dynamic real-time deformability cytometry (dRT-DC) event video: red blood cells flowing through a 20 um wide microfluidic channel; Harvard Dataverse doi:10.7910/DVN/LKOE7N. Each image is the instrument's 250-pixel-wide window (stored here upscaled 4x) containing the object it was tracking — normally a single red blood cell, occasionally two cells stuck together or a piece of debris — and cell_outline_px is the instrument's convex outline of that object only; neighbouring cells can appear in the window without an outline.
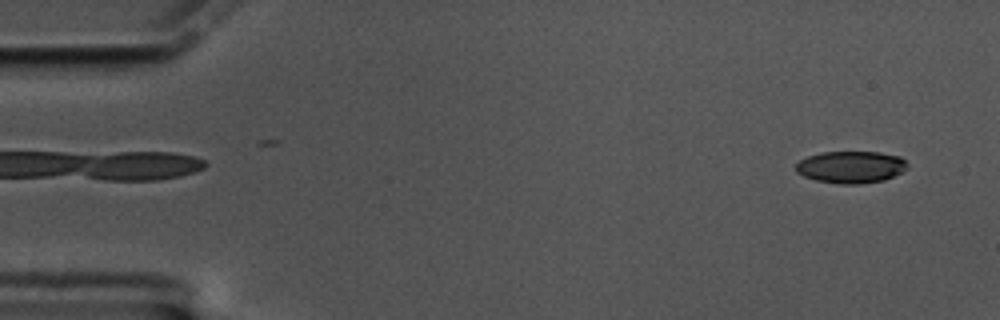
{"species": "common noctule bat (a hibernating species)", "species_latin": "Nyctalus noctula", "temperature_condition": "cold", "stored_images_in_passage": 58, "camera_frame_rate_fps": 3000, "um_per_image_px": 0.085, "animal": {"sex": "male", "body_mass_g": 17.5, "forearm_length_mm": 52.3}, "frame": {"image": 1, "passage_image": 3, "time_ms": 0.667, "image_size_px": [1000, 320], "cell_outline_px": [[908, 168], [884, 180], [856, 184], [840, 184], [816, 180], [804, 176], [796, 172], [796, 164], [800, 160], [808, 156], [820, 152], [880, 152], [900, 156], [908, 164]], "centroid_in_image_um": [72.32, 14.19], "position_along_channel_um": 12.7, "area_um2": 20.75}}
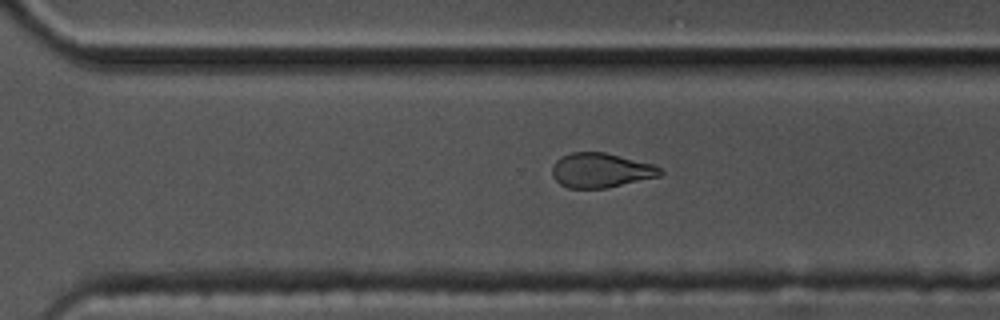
{"frame": {"image": 2, "passage_image": 40, "time_ms": 13.0, "image_size_px": [1000, 320], "cell_outline_px": [[664, 172], [660, 176], [608, 188], [568, 188], [560, 184], [552, 176], [552, 164], [556, 160], [572, 152], [604, 152], [656, 164]], "centroid_in_image_um": [51.1, 14.48], "position_along_channel_um": 319.5, "area_um2": 21.96}}
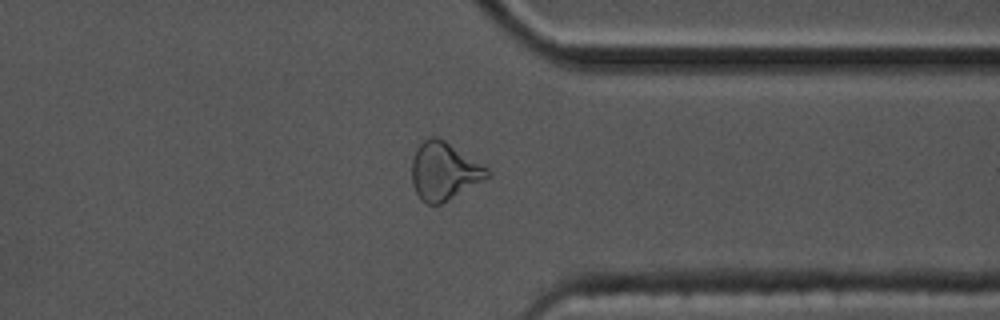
{"frame": {"image": 3, "passage_image": 45, "time_ms": 14.667, "image_size_px": [1000, 320], "cell_outline_px": [[492, 176], [440, 204], [428, 204], [420, 200], [412, 184], [412, 160], [416, 148], [428, 136], [436, 136], [444, 140], [488, 168], [492, 172]], "centroid_in_image_um": [37.74, 14.55], "position_along_channel_um": 373.7, "area_um2": 25.37}, "authors_computed_cell_mechanics": {"area_um2": 22.7154, "velocity_mm_per_s": 3.4208, "shape_relaxation_time_tau1_ms": 6.3924, "shape_relaxation_time_tau2_ms": 2.5706, "deformation_change_tau1": 0.1639, "deformation_change_tau2": 0.0931}}